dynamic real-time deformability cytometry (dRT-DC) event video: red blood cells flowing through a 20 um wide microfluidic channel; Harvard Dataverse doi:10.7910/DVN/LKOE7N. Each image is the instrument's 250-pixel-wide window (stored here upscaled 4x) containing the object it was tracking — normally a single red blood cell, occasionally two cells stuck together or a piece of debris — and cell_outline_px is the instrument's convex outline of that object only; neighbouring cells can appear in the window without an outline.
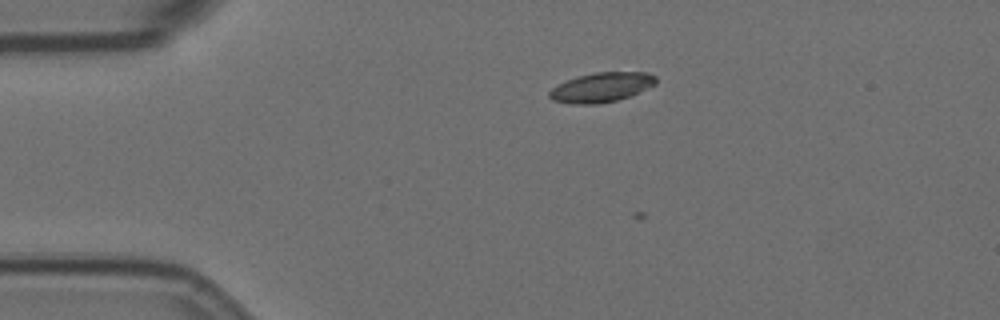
{"species": "Egyptian fruit bat (a non-hibernating species)", "species_latin": "Rousettus aegyptiacus", "temperature_condition": "room temperature", "stored_images_in_passage": 5, "camera_frame_rate_fps": 3000, "um_per_image_px": 0.085, "animal": {"sex": "female"}, "frame": {"image": 1, "passage_image": 3, "time_ms": 3.0, "image_size_px": [1000, 320], "cell_outline_px": [[656, 84], [628, 96], [616, 100], [596, 104], [576, 104], [552, 100], [548, 96], [548, 92], [552, 88], [568, 80], [580, 76], [596, 72], [648, 72], [656, 76]], "centroid_in_image_um": [51.13, 7.42], "position_along_channel_um": 33.9, "area_um2": 18.03}}
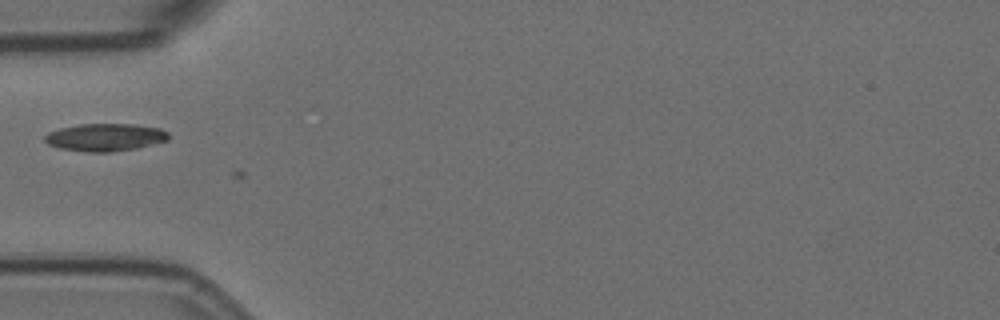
{"frame": {"image": 2, "passage_image": 5, "time_ms": 5.333, "image_size_px": [1000, 320], "cell_outline_px": [[168, 140], [136, 148], [108, 152], [88, 152], [60, 148], [48, 144], [44, 140], [44, 136], [48, 132], [60, 128], [80, 124], [136, 124], [160, 128], [168, 132]], "centroid_in_image_um": [8.93, 11.66], "position_along_channel_um": 76.1, "area_um2": 19.83}}